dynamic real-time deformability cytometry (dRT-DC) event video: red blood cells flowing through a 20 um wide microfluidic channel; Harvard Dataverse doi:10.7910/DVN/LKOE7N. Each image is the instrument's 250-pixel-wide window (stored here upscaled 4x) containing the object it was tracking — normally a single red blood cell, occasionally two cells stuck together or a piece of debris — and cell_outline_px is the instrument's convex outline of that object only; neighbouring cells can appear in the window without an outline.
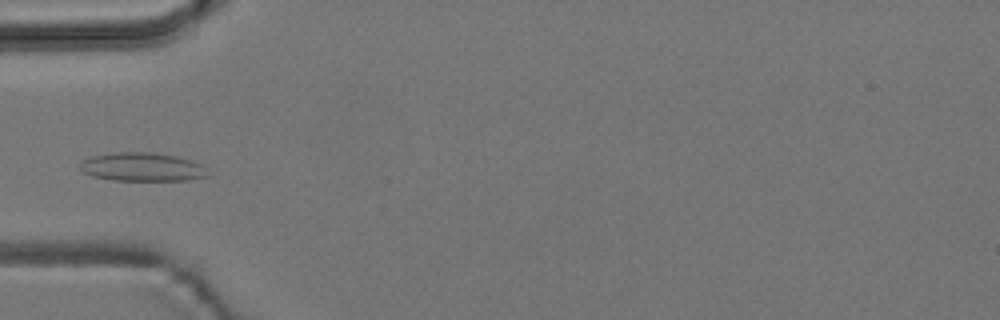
{"species": "common noctule bat (a hibernating species)", "species_latin": "Nyctalus noctula", "temperature_condition": "room temperature", "stored_images_in_passage": 4, "camera_frame_rate_fps": 3000, "um_per_image_px": 0.085, "animal": {"sex": "male", "body_mass_g": 19.2, "forearm_length_mm": 51.8}, "frame": {"image": 1, "passage_image": 4, "time_ms": 3.667, "image_size_px": [1000, 320], "cell_outline_px": [[208, 176], [188, 180], [112, 180], [92, 176], [84, 172], [80, 168], [80, 164], [84, 160], [92, 156], [116, 152], [152, 152], [176, 156], [192, 160], [204, 164]], "centroid_in_image_um": [12.12, 14.19], "position_along_channel_um": 72.9, "area_um2": 21.27}}